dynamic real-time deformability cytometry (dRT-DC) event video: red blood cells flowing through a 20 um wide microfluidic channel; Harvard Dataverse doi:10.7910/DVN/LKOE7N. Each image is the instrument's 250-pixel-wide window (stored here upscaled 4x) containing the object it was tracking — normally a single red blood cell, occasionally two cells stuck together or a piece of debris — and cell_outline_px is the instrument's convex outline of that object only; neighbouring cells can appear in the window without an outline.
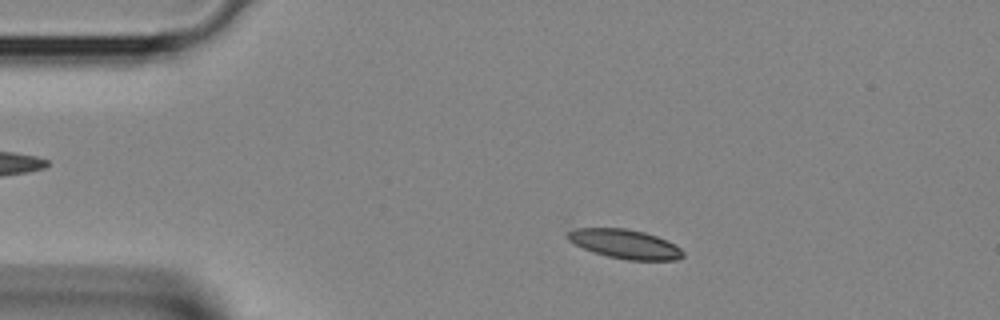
{"species": "Egyptian fruit bat (a non-hibernating species)", "species_latin": "Rousettus aegyptiacus", "temperature_condition": "room temperature", "stored_images_in_passage": 35, "camera_frame_rate_fps": 3000, "um_per_image_px": 0.085, "animal": {"sex": "female"}, "frame": {"image": 1, "passage_image": 3, "time_ms": 0.667, "image_size_px": [1000, 320], "cell_outline_px": [[684, 256], [676, 260], [628, 260], [608, 256], [584, 248], [568, 240], [564, 236], [568, 232], [576, 228], [624, 228], [644, 232], [656, 236], [680, 248], [684, 252]], "centroid_in_image_um": [53.11, 20.74], "position_along_channel_um": 31.9, "area_um2": 19.31}}
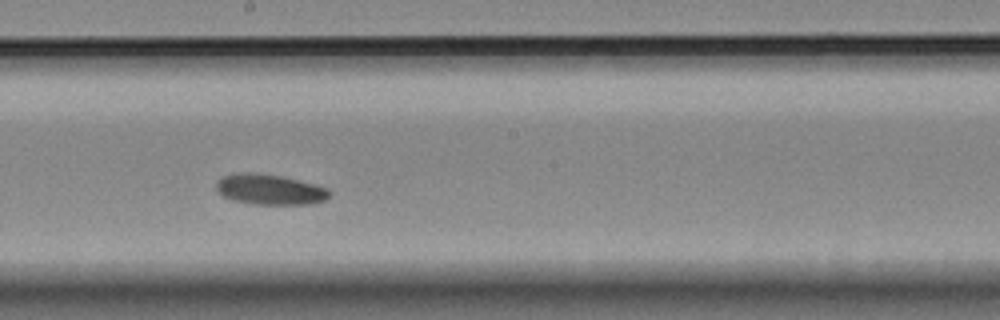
{"frame": {"image": 2, "passage_image": 17, "time_ms": 5.333, "image_size_px": [1000, 320], "cell_outline_px": [[332, 196], [324, 200], [312, 204], [252, 204], [232, 200], [216, 192], [216, 180], [220, 176], [240, 172], [256, 172], [280, 176], [316, 184], [328, 188], [332, 192]], "centroid_in_image_um": [22.92, 16.1], "position_along_channel_um": 225.3, "area_um2": 20.46}}
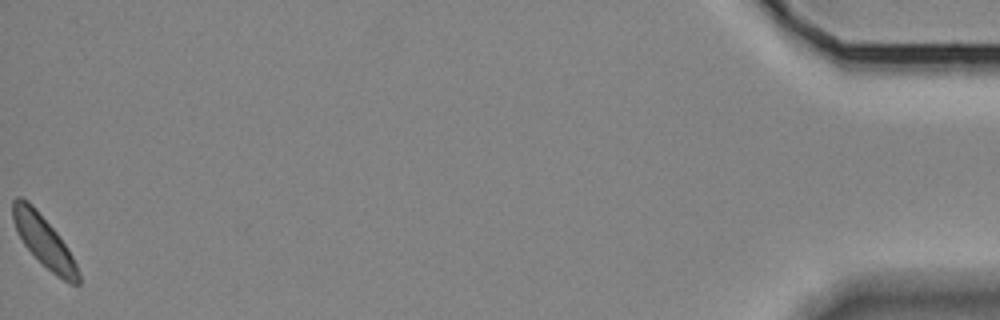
{"frame": {"image": 3, "passage_image": 35, "time_ms": 11.333, "image_size_px": [1000, 320], "cell_outline_px": [[80, 284], [72, 284], [56, 276], [24, 244], [16, 232], [12, 220], [12, 200], [16, 196], [20, 196], [28, 200], [32, 204], [56, 232], [68, 248], [80, 272]], "centroid_in_image_um": [3.71, 20.47], "position_along_channel_um": 431.5, "area_um2": 19.36}}